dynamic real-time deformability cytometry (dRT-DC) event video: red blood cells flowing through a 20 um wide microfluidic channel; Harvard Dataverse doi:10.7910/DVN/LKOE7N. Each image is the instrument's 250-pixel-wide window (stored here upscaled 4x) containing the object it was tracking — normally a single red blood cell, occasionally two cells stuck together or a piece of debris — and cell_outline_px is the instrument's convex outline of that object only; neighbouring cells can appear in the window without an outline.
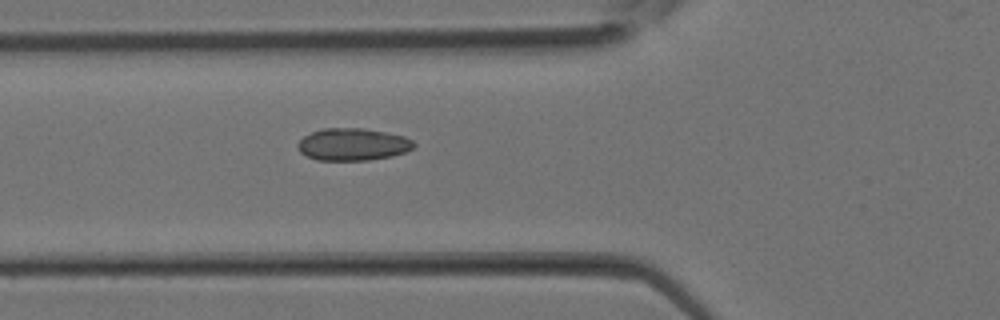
{"species": "Egyptian fruit bat (a non-hibernating species)", "species_latin": "Rousettus aegyptiacus", "temperature_condition": "room temperature", "stored_images_in_passage": 12, "camera_frame_rate_fps": 3000, "um_per_image_px": 0.085, "animal": {"sex": "female"}, "frame": {"image": 1, "passage_image": 2, "time_ms": 0.333, "image_size_px": [1000, 320], "cell_outline_px": [[416, 144], [412, 148], [404, 152], [392, 156], [368, 160], [316, 160], [300, 152], [296, 148], [296, 144], [304, 136], [312, 132], [324, 128], [364, 128], [404, 136], [412, 140]], "centroid_in_image_um": [29.96, 12.27], "position_along_channel_um": 95.8, "area_um2": 21.79}}
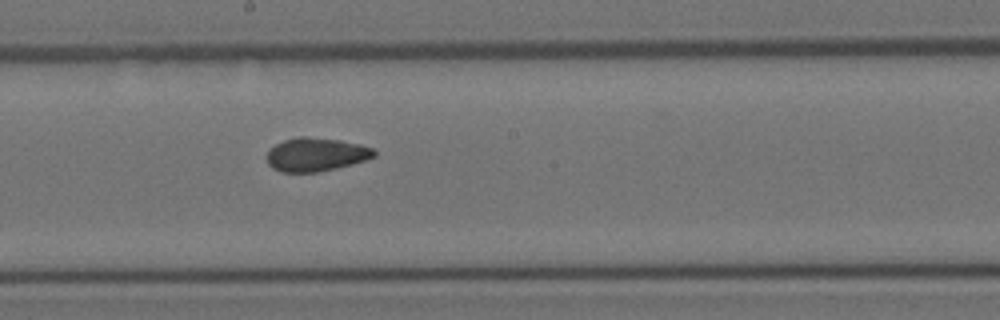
{"frame": {"image": 2, "passage_image": 8, "time_ms": 2.333, "image_size_px": [1000, 320], "cell_outline_px": [[376, 156], [352, 164], [336, 168], [316, 172], [280, 172], [272, 168], [268, 164], [268, 152], [276, 144], [284, 140], [300, 136], [304, 136], [340, 140], [360, 144], [372, 148], [376, 152]], "centroid_in_image_um": [26.86, 13.13], "position_along_channel_um": 221.3, "area_um2": 20.81}}
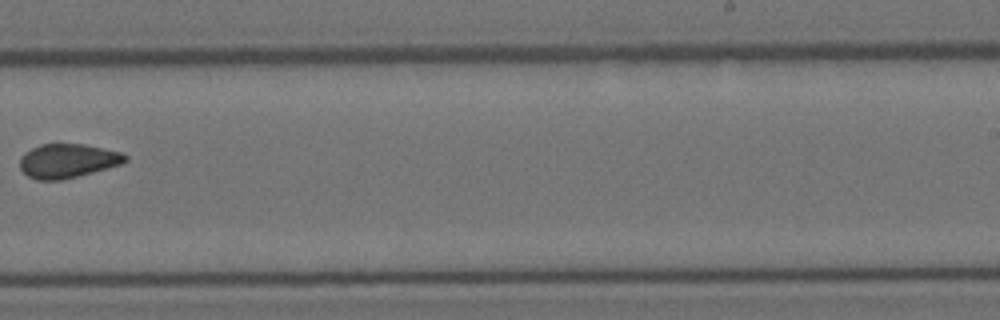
{"frame": {"image": 3, "passage_image": 11, "time_ms": 3.333, "image_size_px": [1000, 320], "cell_outline_px": [[128, 160], [120, 164], [92, 172], [60, 180], [36, 180], [28, 176], [20, 168], [20, 156], [24, 152], [40, 144], [84, 144], [120, 152], [128, 156]], "centroid_in_image_um": [5.71, 13.66], "position_along_channel_um": 283.3, "area_um2": 20.75}}